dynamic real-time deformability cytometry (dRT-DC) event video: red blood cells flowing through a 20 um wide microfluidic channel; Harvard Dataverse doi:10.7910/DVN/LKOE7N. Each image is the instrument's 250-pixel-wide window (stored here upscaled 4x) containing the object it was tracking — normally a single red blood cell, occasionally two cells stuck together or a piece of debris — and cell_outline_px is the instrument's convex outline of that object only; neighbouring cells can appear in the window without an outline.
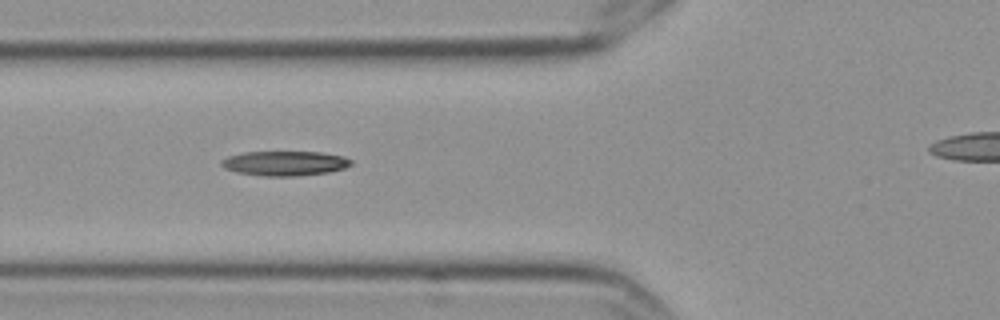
{"species": "Egyptian fruit bat (a non-hibernating species)", "species_latin": "Rousettus aegyptiacus", "temperature_condition": "cold", "stored_images_in_passage": 10, "camera_frame_rate_fps": 3000, "um_per_image_px": 0.085, "frame": {"image": 1, "passage_image": 2, "time_ms": 0.333, "image_size_px": [1000, 320], "cell_outline_px": [[352, 164], [344, 168], [328, 172], [296, 176], [264, 176], [236, 172], [224, 168], [220, 164], [220, 160], [228, 156], [244, 152], [324, 152], [344, 156], [352, 160]], "centroid_in_image_um": [24.2, 13.87], "position_along_channel_um": 101.6, "area_um2": 18.73}}
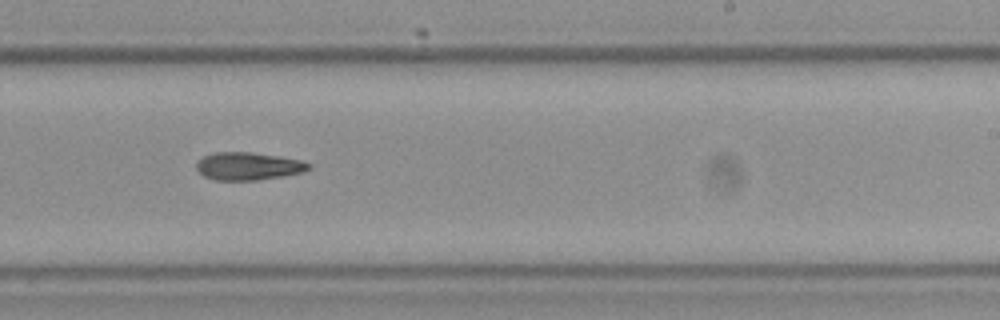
{"frame": {"image": 2, "passage_image": 6, "time_ms": 1.667, "image_size_px": [1000, 320], "cell_outline_px": [[312, 168], [304, 172], [284, 176], [256, 180], [216, 180], [204, 176], [196, 168], [196, 164], [204, 156], [216, 152], [252, 152], [304, 160], [312, 164]], "centroid_in_image_um": [21.17, 14.12], "position_along_channel_um": 267.8, "area_um2": 18.26}}
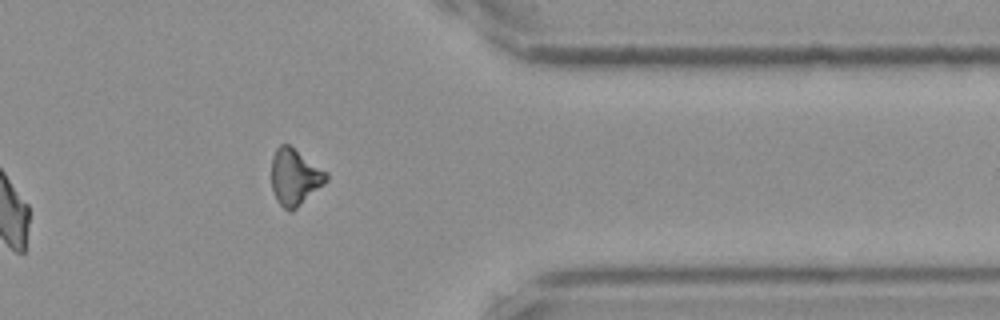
{"frame": {"image": 3, "passage_image": 9, "time_ms": 2.667, "image_size_px": [1000, 320], "cell_outline_px": [[328, 180], [324, 184], [292, 212], [288, 212], [276, 200], [272, 188], [272, 156], [276, 148], [280, 144], [288, 144], [328, 172]], "centroid_in_image_um": [25.06, 15.05], "position_along_channel_um": 386.3, "area_um2": 18.03}}